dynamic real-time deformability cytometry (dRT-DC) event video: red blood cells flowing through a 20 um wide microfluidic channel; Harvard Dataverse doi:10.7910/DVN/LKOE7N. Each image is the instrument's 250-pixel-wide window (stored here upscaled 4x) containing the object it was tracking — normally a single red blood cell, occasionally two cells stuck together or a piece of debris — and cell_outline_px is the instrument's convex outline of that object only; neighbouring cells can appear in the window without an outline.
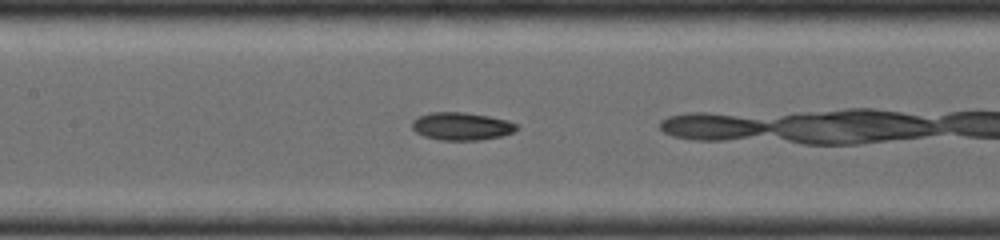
{"species": "common noctule bat (a hibernating species)", "species_latin": "Nyctalus noctula", "temperature_condition": "room temperature", "stored_images_in_passage": 7, "camera_frame_rate_fps": 4000, "um_per_image_px": 0.085, "animal": {"sex": "female", "body_mass_g": 19.0, "forearm_length_mm": 56.7}, "frame": {"image": 1, "passage_image": 6, "time_ms": 2.0, "image_size_px": [1000, 240], "cell_outline_px": [[520, 128], [512, 132], [500, 136], [480, 140], [440, 140], [424, 136], [416, 132], [412, 128], [412, 120], [420, 116], [432, 112], [464, 112], [488, 116], [508, 120], [516, 124]], "centroid_in_image_um": [39.23, 10.73], "position_along_channel_um": 168.2, "area_um2": 16.88}}